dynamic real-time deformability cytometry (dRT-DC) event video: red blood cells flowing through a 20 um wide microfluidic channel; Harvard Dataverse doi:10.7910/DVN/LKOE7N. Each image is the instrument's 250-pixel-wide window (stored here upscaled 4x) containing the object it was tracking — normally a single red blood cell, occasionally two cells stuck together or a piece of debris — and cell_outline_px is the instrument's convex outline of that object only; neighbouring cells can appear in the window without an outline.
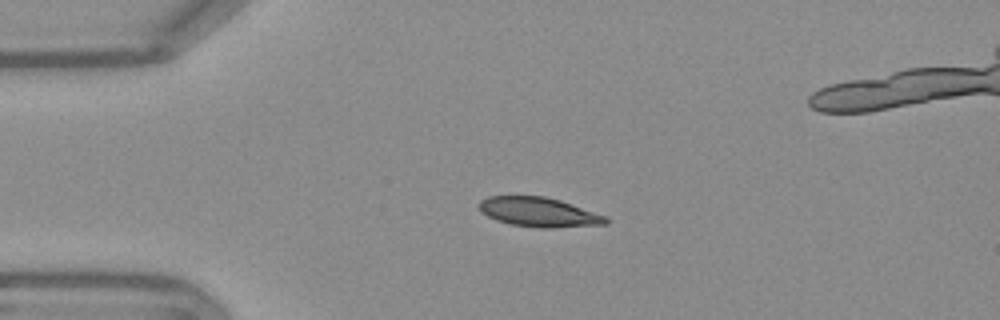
{"species": "Egyptian fruit bat (a non-hibernating species)", "species_latin": "Rousettus aegyptiacus", "temperature_condition": "warm", "stored_images_in_passage": 43, "camera_frame_rate_fps": 3000, "um_per_image_px": 0.085, "frame": {"image": 1, "passage_image": 1, "time_ms": 0.0, "image_size_px": [1000, 320], "cell_outline_px": [[608, 224], [552, 228], [540, 228], [512, 224], [496, 220], [480, 212], [480, 200], [488, 196], [544, 196], [560, 200], [608, 216]], "centroid_in_image_um": [45.83, 18.03], "position_along_channel_um": 39.2, "area_um2": 21.79}}
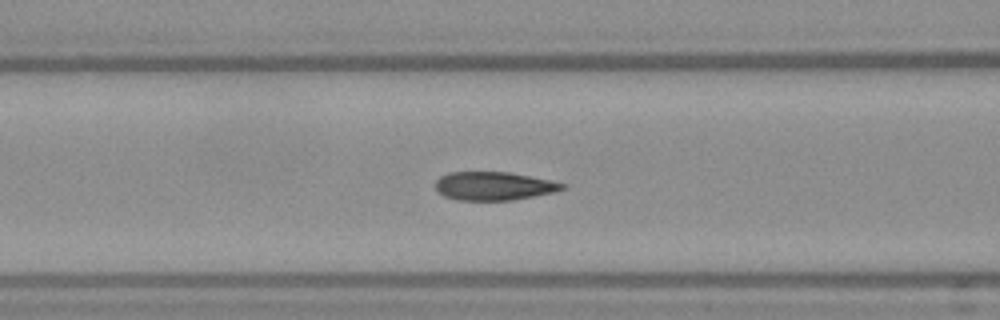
{"frame": {"image": 2, "passage_image": 10, "time_ms": 3.0, "image_size_px": [1000, 320], "cell_outline_px": [[568, 188], [552, 192], [512, 200], [456, 200], [444, 196], [436, 188], [436, 180], [440, 176], [448, 172], [508, 172], [568, 184]], "centroid_in_image_um": [41.96, 15.81], "position_along_channel_um": 124.6, "area_um2": 20.87}}
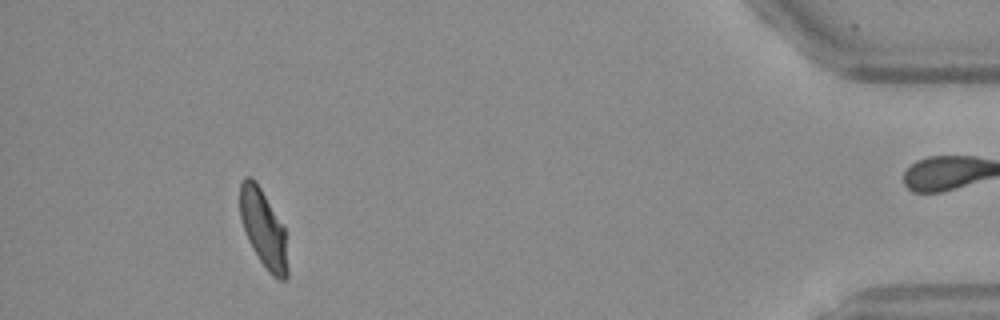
{"frame": {"image": 3, "passage_image": 38, "time_ms": 12.333, "image_size_px": [1000, 320], "cell_outline_px": [[288, 276], [284, 280], [280, 280], [272, 276], [268, 272], [260, 260], [248, 240], [240, 220], [240, 184], [244, 176], [252, 176], [256, 180], [284, 228], [288, 268]], "centroid_in_image_um": [22.38, 19.42], "position_along_channel_um": 412.8, "area_um2": 21.5}, "authors_computed_cell_mechanics": {"area_um2": 21.8484, "velocity_mm_per_s": 3.7758, "shape_relaxation_time_tau1_ms": 5.1991, "shape_relaxation_time_tau2_ms": 0.663, "deformation_change_tau1": 0.1856, "deformation_change_tau2": 0.0609}}